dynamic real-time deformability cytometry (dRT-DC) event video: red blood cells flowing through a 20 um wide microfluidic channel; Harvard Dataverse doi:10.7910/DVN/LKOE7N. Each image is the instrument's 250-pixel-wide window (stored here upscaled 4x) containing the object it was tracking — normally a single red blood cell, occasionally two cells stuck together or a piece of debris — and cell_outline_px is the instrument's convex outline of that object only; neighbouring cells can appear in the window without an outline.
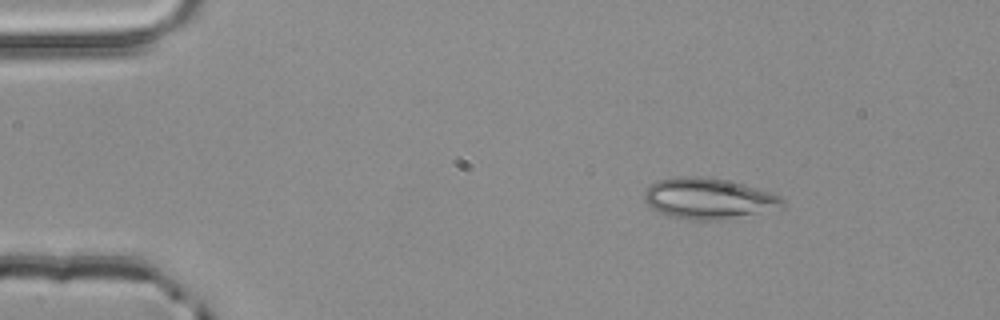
{"species": "common noctule bat (a hibernating species)", "species_latin": "Nyctalus noctula", "temperature_condition": "room temperature", "stored_images_in_passage": 46, "camera_frame_rate_fps": 3000, "um_per_image_px": 0.085, "animal": {"sex": "male", "body_mass_g": 20.4}, "frame": {"image": 1, "passage_image": 1, "time_ms": 0.0, "image_size_px": [1000, 320], "cell_outline_px": [[784, 208], [724, 220], [688, 220], [672, 216], [660, 212], [652, 208], [644, 200], [644, 192], [656, 180], [676, 176], [700, 176], [740, 184], [768, 192], [780, 196], [784, 200]], "centroid_in_image_um": [60.22, 16.89], "position_along_channel_um": 24.8, "area_um2": 32.71}}
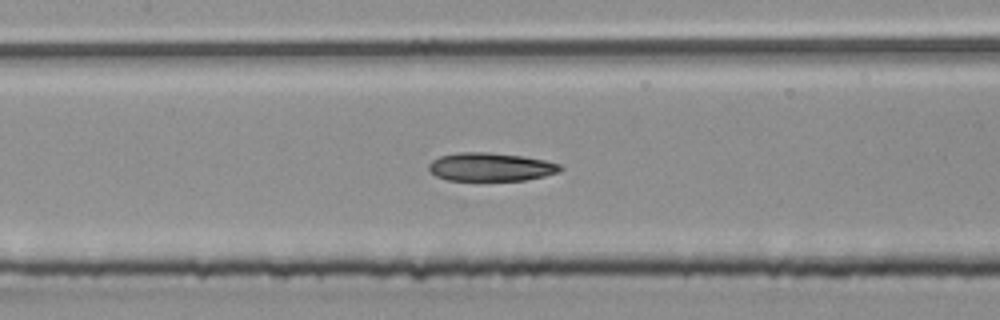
{"frame": {"image": 2, "passage_image": 18, "time_ms": 5.667, "image_size_px": [1000, 320], "cell_outline_px": [[564, 168], [560, 172], [544, 176], [524, 180], [448, 180], [436, 176], [428, 168], [428, 164], [432, 160], [440, 156], [456, 152], [488, 152], [520, 156], [544, 160], [560, 164]], "centroid_in_image_um": [41.7, 14.19], "position_along_channel_um": 165.7, "area_um2": 21.68}}
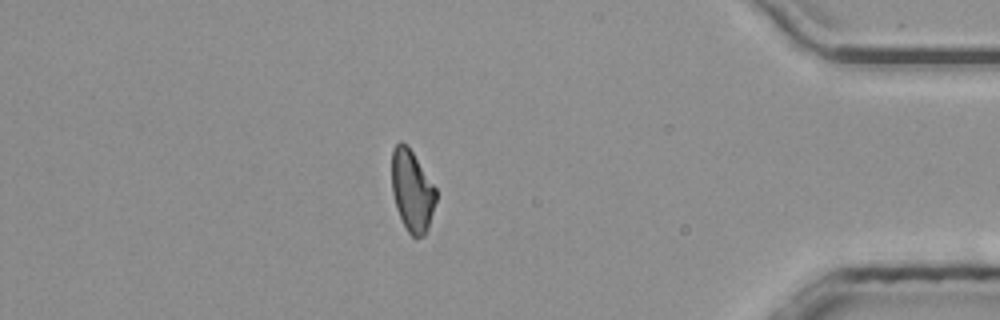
{"frame": {"image": 3, "passage_image": 39, "time_ms": 12.667, "image_size_px": [1000, 320], "cell_outline_px": [[436, 200], [428, 228], [424, 236], [416, 240], [408, 232], [396, 208], [392, 192], [392, 148], [400, 140], [412, 152], [436, 188]], "centroid_in_image_um": [35.02, 16.25], "position_along_channel_um": 400.2, "area_um2": 20.87}, "authors_computed_cell_mechanics": {"area_um2": 22.1374, "velocity_mm_per_s": 3.9243, "shape_relaxation_time_tau1_ms": null, "shape_relaxation_time_tau2_ms": 10.1226, "deformation_change_tau1": null, "deformation_change_tau2": 0.1775}}